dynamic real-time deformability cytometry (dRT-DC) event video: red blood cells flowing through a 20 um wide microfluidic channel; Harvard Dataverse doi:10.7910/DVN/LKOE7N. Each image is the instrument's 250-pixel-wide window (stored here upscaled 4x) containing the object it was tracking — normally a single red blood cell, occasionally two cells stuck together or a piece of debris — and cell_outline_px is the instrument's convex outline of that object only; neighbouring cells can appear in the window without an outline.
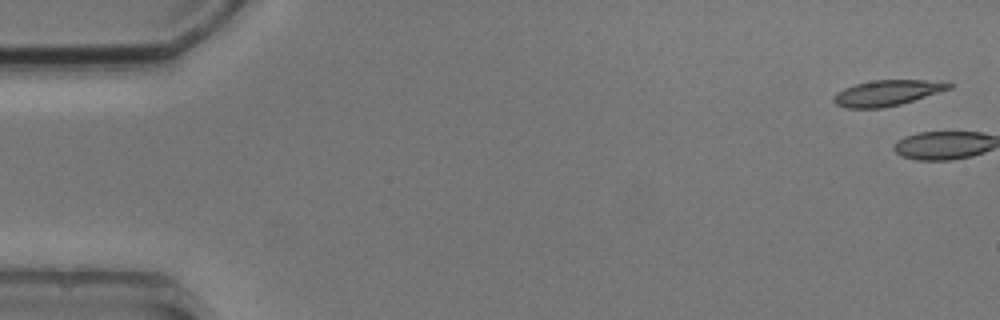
{"species": "common noctule bat (a hibernating species)", "species_latin": "Nyctalus noctula", "temperature_condition": "cold", "stored_images_in_passage": 6, "camera_frame_rate_fps": 3000, "um_per_image_px": 0.085, "animal": {"sex": "male", "body_mass_g": 20.5, "forearm_length_mm": 52.5}, "frame": {"image": 1, "passage_image": 1, "time_ms": 0.0, "image_size_px": [1000, 320], "cell_outline_px": [[956, 84], [952, 88], [900, 104], [880, 108], [848, 108], [836, 104], [832, 100], [832, 96], [836, 92], [844, 88], [856, 84], [872, 80], [948, 80]], "centroid_in_image_um": [75.46, 7.87], "position_along_channel_um": 9.5, "area_um2": 17.46}}
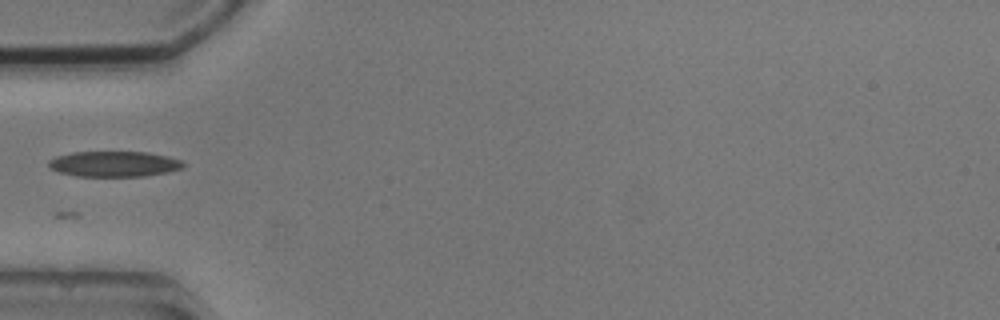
{"frame": {"image": 2, "passage_image": 6, "time_ms": 6.0, "image_size_px": [1000, 320], "cell_outline_px": [[184, 168], [168, 172], [144, 176], [76, 176], [60, 172], [52, 168], [48, 164], [48, 160], [56, 156], [72, 152], [148, 152], [168, 156], [184, 160]], "centroid_in_image_um": [9.75, 13.93], "position_along_channel_um": 75.3, "area_um2": 20.11}}